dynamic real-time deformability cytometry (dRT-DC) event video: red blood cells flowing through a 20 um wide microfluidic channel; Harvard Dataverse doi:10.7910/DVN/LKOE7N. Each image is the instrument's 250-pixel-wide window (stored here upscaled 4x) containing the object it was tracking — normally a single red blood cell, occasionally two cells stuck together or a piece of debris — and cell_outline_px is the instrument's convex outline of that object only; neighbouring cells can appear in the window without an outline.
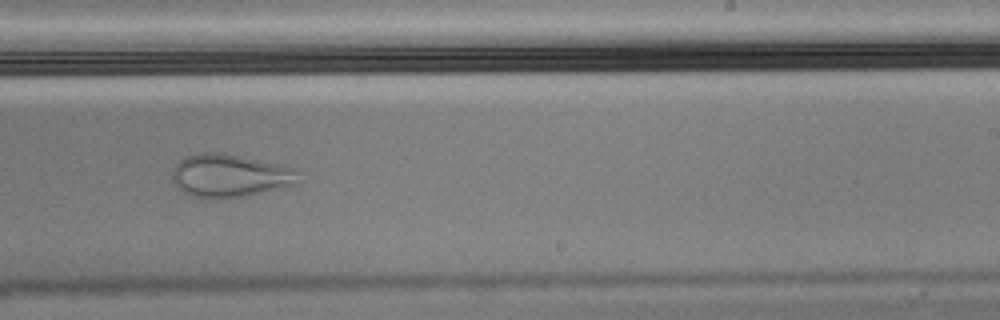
{"species": "Egyptian fruit bat (a non-hibernating species)", "species_latin": "Rousettus aegyptiacus", "temperature_condition": "cold", "stored_images_in_passage": 44, "camera_frame_rate_fps": 3000, "um_per_image_px": 0.085, "animal": {"sex": "male"}, "frame": {"image": 1, "passage_image": 22, "time_ms": 7.0, "image_size_px": [1000, 320], "cell_outline_px": [[300, 184], [240, 196], [192, 196], [176, 188], [172, 180], [172, 168], [184, 156], [204, 152], [224, 152], [276, 164], [292, 168], [300, 172]], "centroid_in_image_um": [19.53, 14.89], "position_along_channel_um": 269.5, "area_um2": 31.21}}